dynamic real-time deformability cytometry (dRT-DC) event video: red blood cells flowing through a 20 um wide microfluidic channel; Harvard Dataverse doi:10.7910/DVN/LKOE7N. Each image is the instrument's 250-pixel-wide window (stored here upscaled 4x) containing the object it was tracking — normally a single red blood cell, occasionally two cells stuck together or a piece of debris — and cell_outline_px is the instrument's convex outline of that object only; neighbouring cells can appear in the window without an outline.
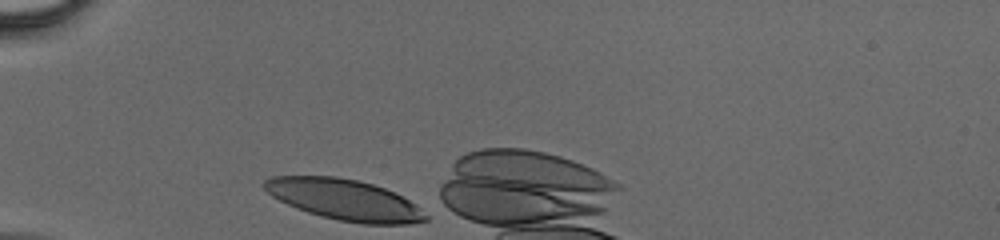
{"species": "human", "species_latin": "Homo sapiens", "temperature_condition": "cold", "stored_images_in_passage": 26, "camera_frame_rate_fps": 3000, "um_per_image_px": 0.085, "donor": {"sex": "male"}, "frame": {"image": 1, "passage_image": 1, "time_ms": 0.0, "image_size_px": [1000, 240], "cell_outline_px": [[428, 220], [408, 224], [364, 224], [340, 220], [308, 212], [288, 204], [272, 196], [264, 188], [264, 180], [272, 176], [332, 176], [356, 180], [372, 184], [384, 188], [408, 200], [428, 216]], "centroid_in_image_um": [29.26, 16.97], "position_along_channel_um": 55.7, "area_um2": 37.69}}
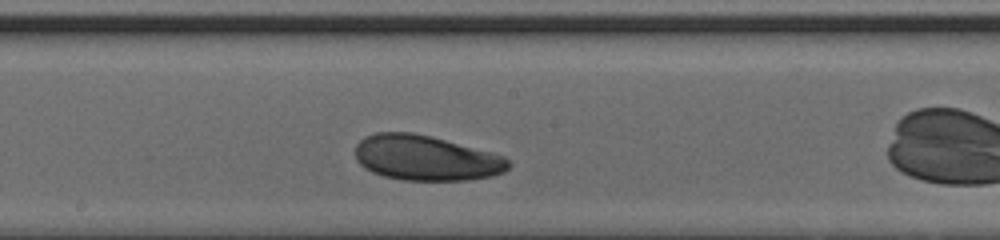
{"frame": {"image": 2, "passage_image": 13, "time_ms": 4.0, "image_size_px": [1000, 240], "cell_outline_px": [[512, 164], [504, 172], [492, 176], [468, 180], [400, 180], [384, 176], [372, 172], [364, 168], [356, 160], [356, 144], [364, 136], [376, 132], [412, 132], [444, 140], [504, 156]], "centroid_in_image_um": [36.17, 13.43], "position_along_channel_um": 212.0, "area_um2": 40.17}}
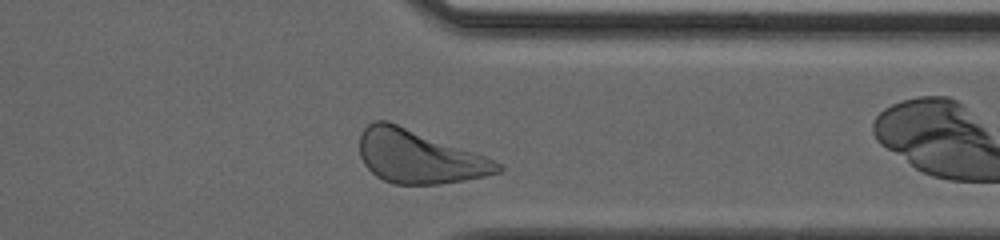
{"frame": {"image": 3, "passage_image": 24, "time_ms": 7.667, "image_size_px": [1000, 240], "cell_outline_px": [[504, 168], [500, 172], [484, 176], [440, 184], [396, 184], [384, 180], [376, 176], [364, 164], [360, 156], [360, 136], [364, 128], [368, 124], [376, 120], [388, 120], [484, 156], [500, 164]], "centroid_in_image_um": [35.57, 13.32], "position_along_channel_um": 375.8, "area_um2": 42.25}}